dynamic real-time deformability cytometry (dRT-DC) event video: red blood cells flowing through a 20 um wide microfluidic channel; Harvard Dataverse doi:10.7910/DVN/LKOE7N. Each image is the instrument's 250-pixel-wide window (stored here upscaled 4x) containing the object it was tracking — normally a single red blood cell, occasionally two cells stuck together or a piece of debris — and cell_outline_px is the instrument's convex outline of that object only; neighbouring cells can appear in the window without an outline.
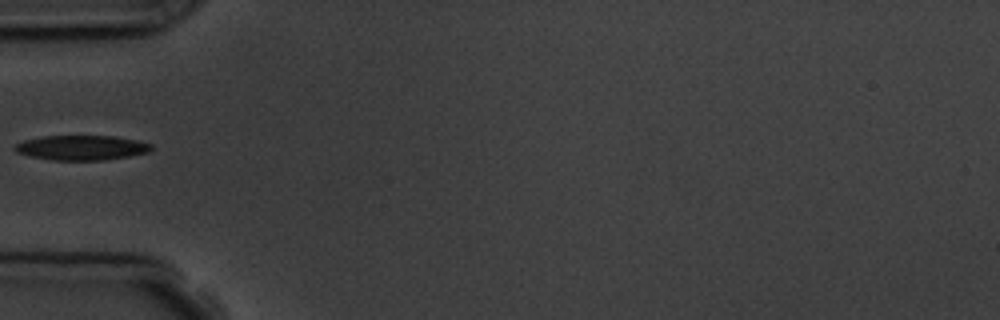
{"species": "common noctule bat (a hibernating species)", "species_latin": "Nyctalus noctula", "temperature_condition": "room temperature", "stored_images_in_passage": 6, "camera_frame_rate_fps": 3000, "um_per_image_px": 0.085, "animal": {"sex": "male", "body_mass_g": 19.5, "forearm_length_mm": 54.6}, "frame": {"image": 1, "passage_image": 6, "time_ms": 5.667, "image_size_px": [1000, 320], "cell_outline_px": [[152, 148], [148, 152], [128, 156], [104, 160], [52, 160], [28, 156], [16, 152], [12, 148], [16, 144], [24, 140], [44, 136], [112, 136], [136, 140], [152, 144]], "centroid_in_image_um": [6.89, 12.56], "position_along_channel_um": 78.1, "area_um2": 19.65}}